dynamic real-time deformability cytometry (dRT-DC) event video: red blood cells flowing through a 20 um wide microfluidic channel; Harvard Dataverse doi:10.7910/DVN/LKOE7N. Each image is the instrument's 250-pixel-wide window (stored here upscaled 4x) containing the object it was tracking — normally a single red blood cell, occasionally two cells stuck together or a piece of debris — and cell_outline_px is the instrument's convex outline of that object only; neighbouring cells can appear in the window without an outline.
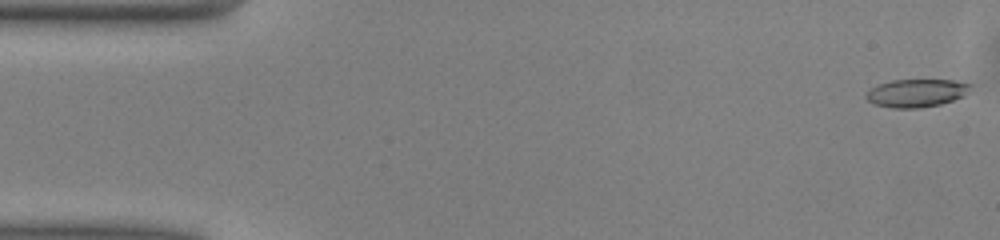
{"species": "common noctule bat (a hibernating species)", "species_latin": "Nyctalus noctula", "temperature_condition": "warm", "stored_images_in_passage": 46, "camera_frame_rate_fps": 3000, "um_per_image_px": 0.085, "animal": {"sex": "male", "body_mass_g": 13.0, "forearm_length_mm": 53.1}, "frame": {"image": 1, "passage_image": 1, "time_ms": 0.0, "image_size_px": [1000, 240], "cell_outline_px": [[972, 84], [968, 92], [964, 96], [940, 104], [920, 108], [892, 108], [876, 104], [868, 100], [864, 96], [872, 88], [880, 84], [892, 80], [956, 80]], "centroid_in_image_um": [77.93, 7.9], "position_along_channel_um": 7.1, "area_um2": 16.88}}
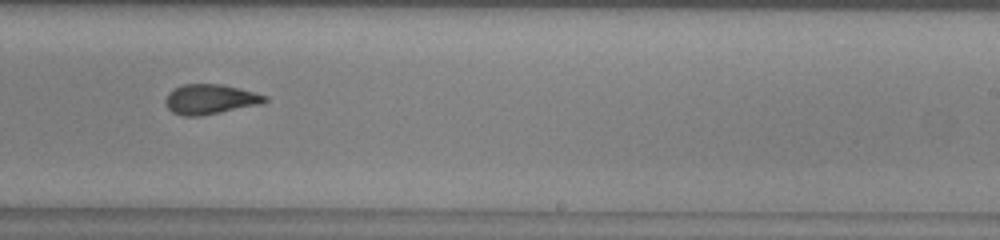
{"frame": {"image": 2, "passage_image": 30, "time_ms": 9.667, "image_size_px": [1000, 240], "cell_outline_px": [[268, 100], [260, 104], [200, 116], [184, 116], [172, 112], [168, 108], [164, 100], [168, 92], [184, 84], [220, 84], [268, 96]], "centroid_in_image_um": [17.83, 8.44], "position_along_channel_um": 271.2, "area_um2": 17.05}}
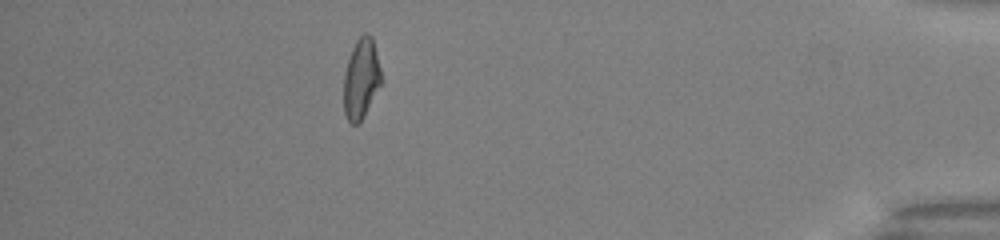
{"frame": {"image": 3, "passage_image": 44, "time_ms": 14.333, "image_size_px": [1000, 240], "cell_outline_px": [[380, 84], [360, 124], [352, 124], [348, 120], [344, 112], [344, 72], [348, 56], [356, 40], [364, 32], [368, 32], [372, 36], [380, 68]], "centroid_in_image_um": [30.67, 6.66], "position_along_channel_um": 404.5, "area_um2": 17.46}}